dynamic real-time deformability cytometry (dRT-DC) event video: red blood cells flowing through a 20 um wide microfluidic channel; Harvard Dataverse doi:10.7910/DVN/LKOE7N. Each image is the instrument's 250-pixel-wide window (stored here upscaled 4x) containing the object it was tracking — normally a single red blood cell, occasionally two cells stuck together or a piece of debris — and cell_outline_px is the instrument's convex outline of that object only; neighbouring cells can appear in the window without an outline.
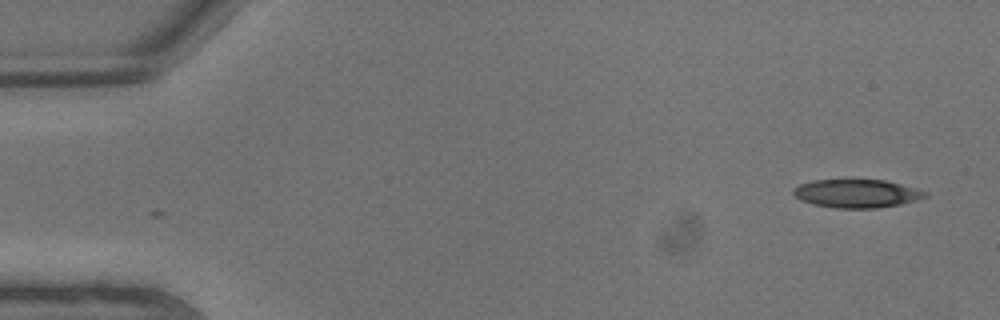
{"species": "common noctule bat (a hibernating species)", "species_latin": "Nyctalus noctula", "temperature_condition": "warm", "stored_images_in_passage": 7, "camera_frame_rate_fps": 3000, "um_per_image_px": 0.085, "animal": {"sex": "male", "body_mass_g": 13.3}, "frame": {"image": 1, "passage_image": 1, "time_ms": 0.0, "image_size_px": [1000, 320], "cell_outline_px": [[928, 196], [916, 200], [900, 204], [876, 208], [836, 208], [812, 204], [800, 200], [792, 192], [792, 188], [800, 184], [812, 180], [884, 180], [900, 184], [928, 192]], "centroid_in_image_um": [72.79, 16.45], "position_along_channel_um": 12.2, "area_um2": 21.68}}
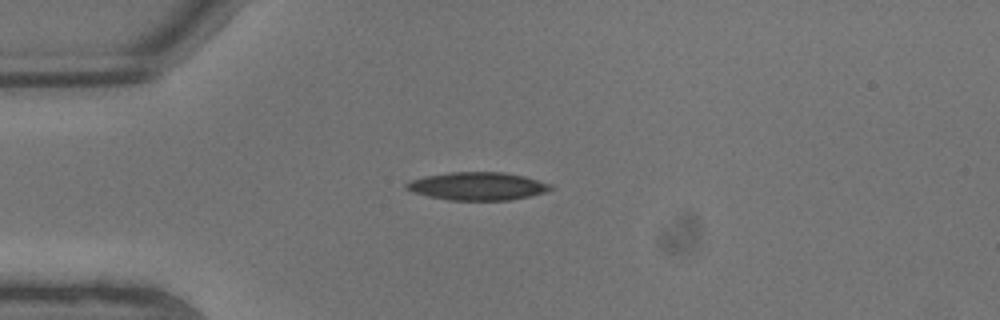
{"frame": {"image": 2, "passage_image": 5, "time_ms": 1.333, "image_size_px": [1000, 320], "cell_outline_px": [[552, 188], [544, 192], [532, 196], [508, 200], [448, 200], [428, 196], [412, 192], [404, 188], [404, 184], [412, 180], [424, 176], [448, 172], [504, 172], [524, 176], [552, 184]], "centroid_in_image_um": [40.56, 15.82], "position_along_channel_um": 44.4, "area_um2": 23.58}}
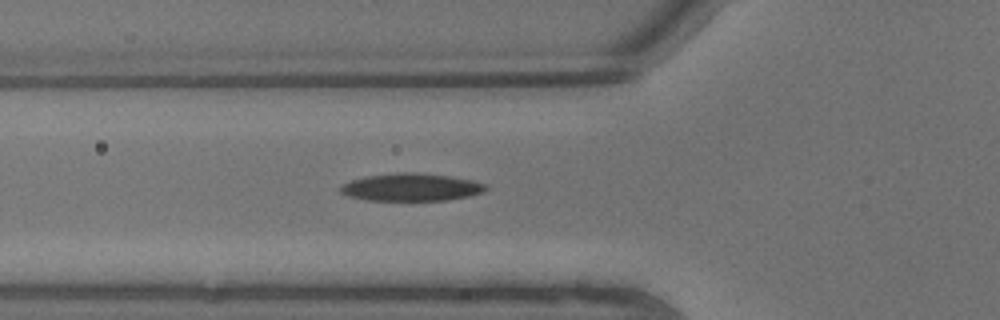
{"frame": {"image": 3, "passage_image": 7, "time_ms": 2.0, "image_size_px": [1000, 320], "cell_outline_px": [[488, 188], [484, 192], [468, 196], [448, 200], [368, 200], [348, 196], [340, 192], [340, 188], [344, 184], [352, 180], [364, 176], [396, 172], [420, 172], [452, 176], [472, 180], [488, 184]], "centroid_in_image_um": [35.0, 15.9], "position_along_channel_um": 90.8, "area_um2": 23.58}}